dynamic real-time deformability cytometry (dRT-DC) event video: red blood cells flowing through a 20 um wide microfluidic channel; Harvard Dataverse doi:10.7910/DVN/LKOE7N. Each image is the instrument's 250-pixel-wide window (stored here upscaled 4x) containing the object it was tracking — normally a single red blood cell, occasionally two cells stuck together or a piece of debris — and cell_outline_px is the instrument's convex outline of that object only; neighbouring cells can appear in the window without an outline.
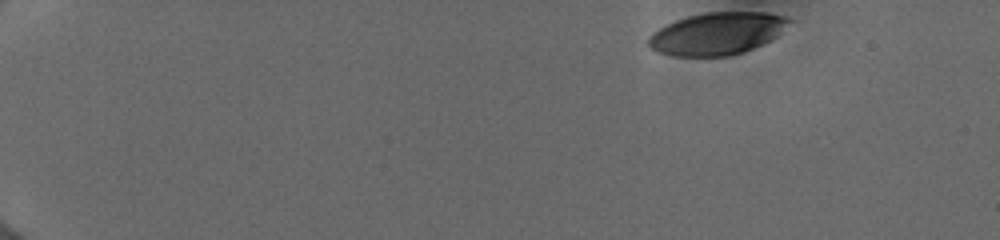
{"species": "human", "species_latin": "Homo sapiens", "temperature_condition": "cold", "stored_images_in_passage": 47, "camera_frame_rate_fps": 3000, "um_per_image_px": 0.085, "donor": {"sex": "female"}, "frame": {"image": 1, "passage_image": 1, "time_ms": 0.0, "image_size_px": [1000, 240], "cell_outline_px": [[792, 20], [772, 40], [744, 52], [728, 56], [672, 56], [660, 52], [652, 48], [648, 44], [648, 36], [652, 32], [676, 20], [688, 16], [708, 12], [768, 12], [784, 16]], "centroid_in_image_um": [60.96, 2.85], "position_along_channel_um": 24.0, "area_um2": 34.51}}
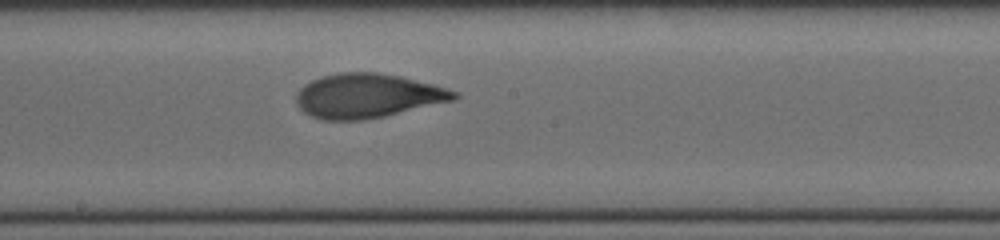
{"frame": {"image": 2, "passage_image": 26, "time_ms": 8.333, "image_size_px": [1000, 240], "cell_outline_px": [[460, 96], [456, 100], [384, 116], [364, 120], [324, 120], [312, 116], [304, 112], [296, 104], [296, 92], [304, 84], [320, 76], [340, 72], [376, 72], [400, 76], [432, 84], [456, 92]], "centroid_in_image_um": [31.21, 8.14], "position_along_channel_um": 217.0, "area_um2": 40.75}}
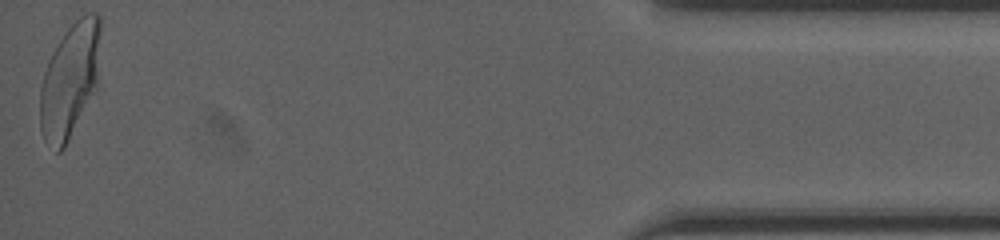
{"frame": {"image": 3, "passage_image": 47, "time_ms": 15.333, "image_size_px": [1000, 240], "cell_outline_px": [[100, 28], [96, 88], [64, 148], [60, 152], [56, 152], [44, 140], [40, 128], [40, 88], [44, 72], [52, 52], [68, 28], [80, 16], [88, 12], [96, 12], [100, 16]], "centroid_in_image_um": [5.92, 6.83], "position_along_channel_um": 429.3, "area_um2": 39.88}, "authors_computed_cell_mechanics": {"area_um2": 39.5352, "velocity_mm_per_s": 3.9885, "shape_relaxation_time_tau1_ms": 4.6294, "shape_relaxation_time_tau2_ms": 1.0604, "deformation_change_tau1": 0.2125, "deformation_change_tau2": 0.0731}}